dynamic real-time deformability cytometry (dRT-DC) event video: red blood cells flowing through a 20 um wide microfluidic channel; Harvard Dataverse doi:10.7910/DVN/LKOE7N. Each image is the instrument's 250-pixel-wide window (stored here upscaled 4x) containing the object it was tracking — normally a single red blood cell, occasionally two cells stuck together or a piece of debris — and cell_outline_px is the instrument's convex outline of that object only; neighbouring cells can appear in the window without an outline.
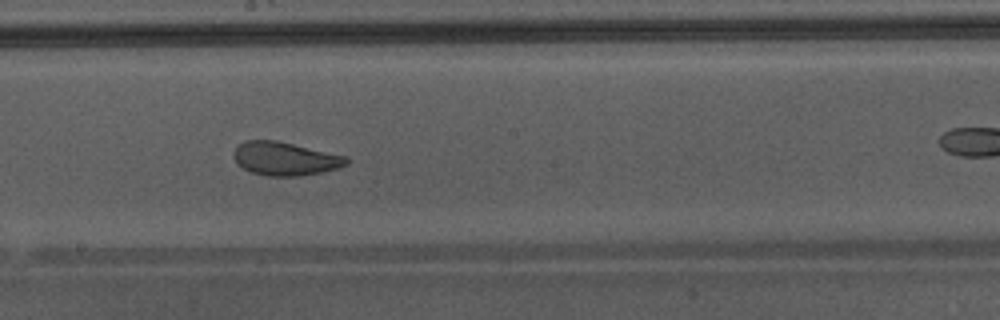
{"species": "Egyptian fruit bat (a non-hibernating species)", "species_latin": "Rousettus aegyptiacus", "temperature_condition": "warm", "stored_images_in_passage": 50, "camera_frame_rate_fps": 3000, "um_per_image_px": 0.085, "animal": {"sex": "male"}, "frame": {"image": 1, "passage_image": 29, "time_ms": 9.333, "image_size_px": [1000, 320], "cell_outline_px": [[348, 164], [336, 168], [320, 172], [300, 176], [268, 176], [252, 172], [244, 168], [232, 156], [232, 152], [244, 140], [276, 140], [348, 156]], "centroid_in_image_um": [24.24, 13.48], "position_along_channel_um": 224.0, "area_um2": 21.85}, "authors_computed_cell_mechanics": {"area_um2": 27.5417, "velocity_mm_per_s": 4.3389, "shape_relaxation_time_tau1_ms": 8.2312, "shape_relaxation_time_tau2_ms": 0.8216, "deformation_change_tau1": 0.1717, "deformation_change_tau2": 0.0775}}